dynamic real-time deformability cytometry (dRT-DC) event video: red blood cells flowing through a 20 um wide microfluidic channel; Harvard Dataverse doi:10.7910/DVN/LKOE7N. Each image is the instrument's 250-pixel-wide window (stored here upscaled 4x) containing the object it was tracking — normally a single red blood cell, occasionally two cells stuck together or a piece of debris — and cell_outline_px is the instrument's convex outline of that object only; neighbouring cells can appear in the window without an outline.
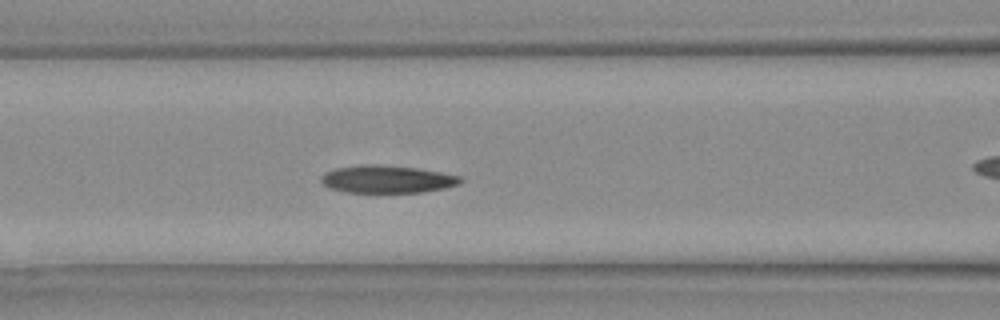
{"species": "Egyptian fruit bat (a non-hibernating species)", "species_latin": "Rousettus aegyptiacus", "temperature_condition": "warm", "stored_images_in_passage": 12, "camera_frame_rate_fps": 3000, "um_per_image_px": 0.085, "animal": {"sex": "female"}, "frame": {"image": 1, "passage_image": 7, "time_ms": 2.0, "image_size_px": [1000, 320], "cell_outline_px": [[464, 180], [460, 184], [444, 188], [420, 192], [348, 192], [332, 188], [324, 184], [320, 180], [320, 176], [324, 172], [336, 168], [364, 164], [376, 164], [416, 168], [440, 172], [460, 176]], "centroid_in_image_um": [32.9, 15.22], "position_along_channel_um": 133.7, "area_um2": 22.25}}